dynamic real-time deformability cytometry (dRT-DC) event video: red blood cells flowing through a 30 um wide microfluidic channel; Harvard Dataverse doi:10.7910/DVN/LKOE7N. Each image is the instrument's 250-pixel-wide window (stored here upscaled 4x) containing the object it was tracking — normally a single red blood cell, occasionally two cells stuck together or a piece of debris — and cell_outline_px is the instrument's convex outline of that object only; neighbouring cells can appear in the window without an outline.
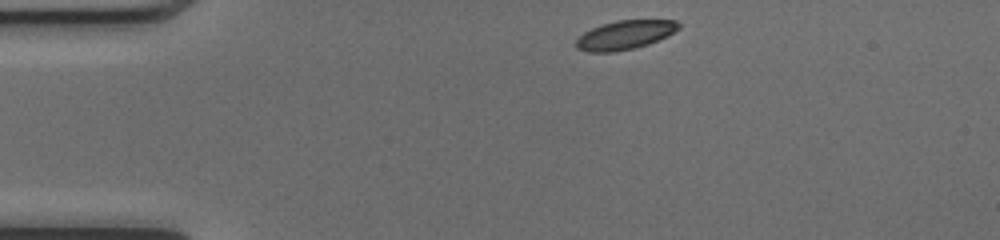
{"species": "common noctule bat (a hibernating species)", "species_latin": "Nyctalus noctula", "temperature_condition": "cold", "stored_images_in_passage": 41, "camera_frame_rate_fps": 3000, "um_per_image_px": 0.085, "animal": {"sex": "female", "body_mass_g": 17.0, "forearm_length_mm": 48.0}, "frame": {"image": 1, "passage_image": 1, "time_ms": 0.0, "image_size_px": [1000, 240], "cell_outline_px": [[680, 28], [668, 36], [648, 44], [636, 48], [612, 52], [588, 52], [576, 48], [576, 40], [584, 32], [592, 28], [616, 20], [676, 20], [680, 24]], "centroid_in_image_um": [53.14, 2.97], "position_along_channel_um": 31.9, "area_um2": 17.28}}
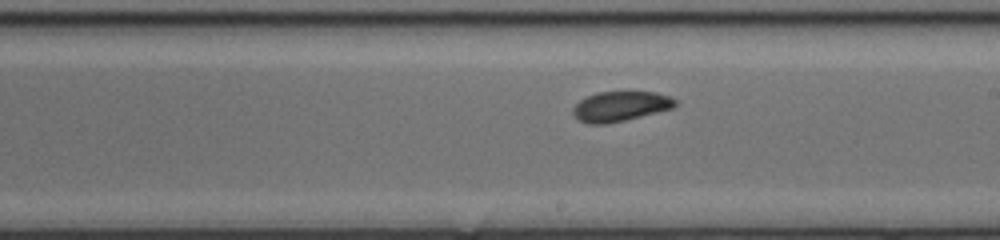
{"frame": {"image": 2, "passage_image": 20, "time_ms": 6.333, "image_size_px": [1000, 240], "cell_outline_px": [[676, 104], [672, 108], [624, 120], [604, 124], [588, 124], [580, 120], [572, 112], [572, 108], [580, 100], [596, 92], [656, 92], [672, 96], [676, 100]], "centroid_in_image_um": [52.73, 9.02], "position_along_channel_um": 236.3, "area_um2": 17.63}}
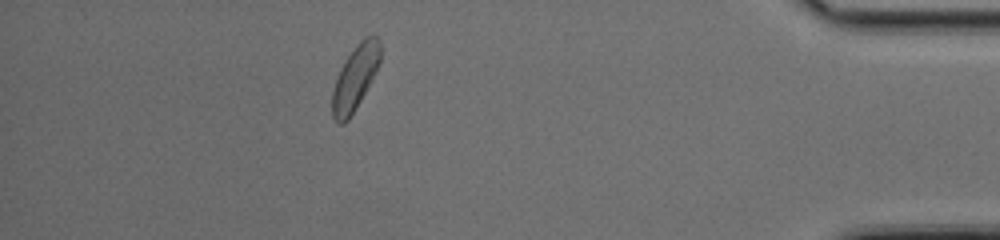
{"frame": {"image": 3, "passage_image": 36, "time_ms": 11.667, "image_size_px": [1000, 240], "cell_outline_px": [[380, 60], [376, 72], [360, 100], [348, 120], [344, 124], [336, 124], [332, 116], [332, 92], [340, 68], [356, 44], [364, 36], [372, 32], [380, 40]], "centroid_in_image_um": [30.19, 6.58], "position_along_channel_um": 405.0, "area_um2": 18.09}, "authors_computed_cell_mechanics": {"area_um2": 18.0914, "velocity_mm_per_s": 4.0719, "shape_relaxation_time_tau1_ms": 2.0326, "shape_relaxation_time_tau2_ms": 1.5119, "deformation_change_tau1": 0.0941, "deformation_change_tau2": 0.06}}